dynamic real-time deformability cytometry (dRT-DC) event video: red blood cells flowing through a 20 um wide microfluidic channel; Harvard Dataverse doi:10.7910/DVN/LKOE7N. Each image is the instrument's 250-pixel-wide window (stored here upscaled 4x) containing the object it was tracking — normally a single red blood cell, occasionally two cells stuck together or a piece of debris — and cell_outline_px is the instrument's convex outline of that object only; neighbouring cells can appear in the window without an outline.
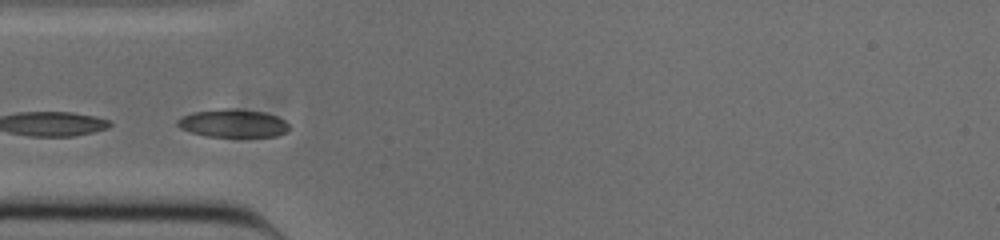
{"species": "common noctule bat (a hibernating species)", "species_latin": "Nyctalus noctula", "temperature_condition": "cold", "stored_images_in_passage": 14, "camera_frame_rate_fps": 3000, "um_per_image_px": 0.085, "animal": {"sex": "male", "body_mass_g": 20.0, "forearm_length_mm": 53.3}, "frame": {"image": 1, "passage_image": 10, "time_ms": 3.0, "image_size_px": [1000, 240], "cell_outline_px": [[288, 132], [276, 136], [208, 136], [192, 132], [180, 128], [176, 124], [176, 120], [192, 112], [220, 108], [232, 108], [264, 112], [276, 116], [284, 120], [288, 124]], "centroid_in_image_um": [19.8, 10.46], "position_along_channel_um": 65.2, "area_um2": 18.15}}